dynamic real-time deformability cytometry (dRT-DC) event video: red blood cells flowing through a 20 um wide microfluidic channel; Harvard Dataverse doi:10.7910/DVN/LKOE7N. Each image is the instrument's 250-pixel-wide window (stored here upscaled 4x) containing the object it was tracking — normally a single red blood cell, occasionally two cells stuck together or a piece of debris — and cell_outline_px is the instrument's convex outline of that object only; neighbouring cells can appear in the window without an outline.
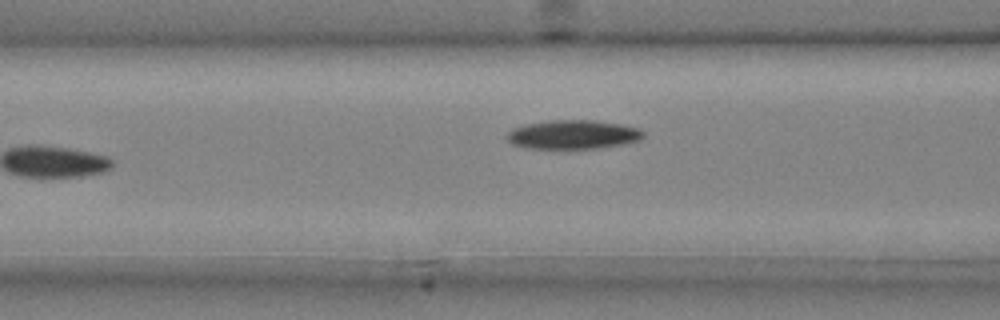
{"species": "common noctule bat (a hibernating species)", "species_latin": "Nyctalus noctula", "temperature_condition": "cold", "stored_images_in_passage": 5, "camera_frame_rate_fps": 3000, "um_per_image_px": 0.085, "animal": {"sex": "male", "body_mass_g": 20.4}, "frame": {"image": 1, "passage_image": 3, "time_ms": 0.667, "image_size_px": [1000, 320], "cell_outline_px": [[644, 136], [640, 140], [624, 144], [596, 148], [524, 148], [512, 144], [504, 136], [512, 128], [524, 124], [548, 120], [592, 120], [620, 124], [640, 128], [644, 132]], "centroid_in_image_um": [48.68, 11.43], "position_along_channel_um": 117.9, "area_um2": 23.18}}
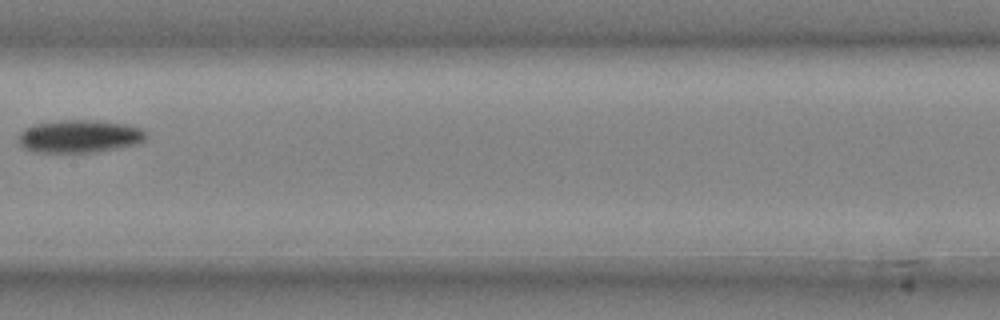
{"frame": {"image": 2, "passage_image": 5, "time_ms": 1.333, "image_size_px": [1000, 320], "cell_outline_px": [[148, 136], [144, 140], [136, 144], [96, 152], [36, 152], [24, 148], [20, 144], [20, 132], [24, 128], [32, 124], [60, 120], [96, 120], [124, 124], [140, 128]], "centroid_in_image_um": [6.74, 11.58], "position_along_channel_um": 200.7, "area_um2": 24.28}}